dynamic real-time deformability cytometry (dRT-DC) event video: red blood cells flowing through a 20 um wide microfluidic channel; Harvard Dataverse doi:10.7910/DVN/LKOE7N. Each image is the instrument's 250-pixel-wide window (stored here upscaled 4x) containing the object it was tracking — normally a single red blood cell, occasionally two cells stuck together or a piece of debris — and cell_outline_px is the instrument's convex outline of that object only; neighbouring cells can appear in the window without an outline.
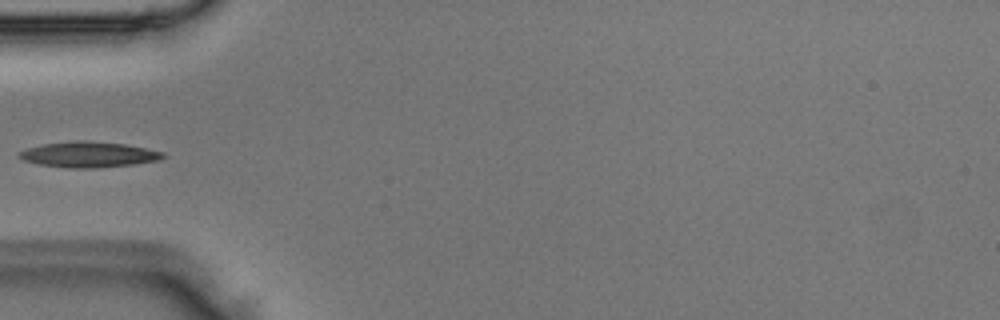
{"species": "Egyptian fruit bat (a non-hibernating species)", "species_latin": "Rousettus aegyptiacus", "temperature_condition": "room temperature", "stored_images_in_passage": 4, "camera_frame_rate_fps": 3000, "um_per_image_px": 0.085, "animal": {"sex": "male"}, "frame": {"image": 1, "passage_image": 4, "time_ms": 1.0, "image_size_px": [1000, 320], "cell_outline_px": [[168, 156], [160, 160], [132, 164], [100, 168], [68, 168], [40, 164], [24, 160], [16, 156], [16, 152], [28, 148], [44, 144], [124, 144], [164, 152]], "centroid_in_image_um": [7.57, 13.2], "position_along_channel_um": 77.4, "area_um2": 20.23}}